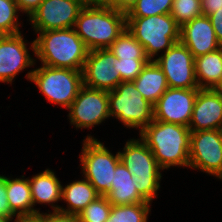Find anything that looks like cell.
<instances>
[{"label":"cell","mask_w":222,"mask_h":222,"mask_svg":"<svg viewBox=\"0 0 222 222\" xmlns=\"http://www.w3.org/2000/svg\"><path fill=\"white\" fill-rule=\"evenodd\" d=\"M109 49L118 59H149L146 56L144 47L127 28L110 45Z\"/></svg>","instance_id":"cell-24"},{"label":"cell","mask_w":222,"mask_h":222,"mask_svg":"<svg viewBox=\"0 0 222 222\" xmlns=\"http://www.w3.org/2000/svg\"><path fill=\"white\" fill-rule=\"evenodd\" d=\"M74 29L89 51L106 49L126 29V14L103 5H86Z\"/></svg>","instance_id":"cell-3"},{"label":"cell","mask_w":222,"mask_h":222,"mask_svg":"<svg viewBox=\"0 0 222 222\" xmlns=\"http://www.w3.org/2000/svg\"><path fill=\"white\" fill-rule=\"evenodd\" d=\"M83 177L87 179L100 196H106L114 178L119 152L115 155L96 138L88 135L83 139L82 152L79 155Z\"/></svg>","instance_id":"cell-8"},{"label":"cell","mask_w":222,"mask_h":222,"mask_svg":"<svg viewBox=\"0 0 222 222\" xmlns=\"http://www.w3.org/2000/svg\"><path fill=\"white\" fill-rule=\"evenodd\" d=\"M106 196L112 205L150 203L138 193L137 182L121 161L116 166L111 189Z\"/></svg>","instance_id":"cell-18"},{"label":"cell","mask_w":222,"mask_h":222,"mask_svg":"<svg viewBox=\"0 0 222 222\" xmlns=\"http://www.w3.org/2000/svg\"><path fill=\"white\" fill-rule=\"evenodd\" d=\"M83 5H99L101 0H79Z\"/></svg>","instance_id":"cell-38"},{"label":"cell","mask_w":222,"mask_h":222,"mask_svg":"<svg viewBox=\"0 0 222 222\" xmlns=\"http://www.w3.org/2000/svg\"><path fill=\"white\" fill-rule=\"evenodd\" d=\"M26 79L33 82L47 101L68 109L83 86L80 70L41 65L30 70Z\"/></svg>","instance_id":"cell-6"},{"label":"cell","mask_w":222,"mask_h":222,"mask_svg":"<svg viewBox=\"0 0 222 222\" xmlns=\"http://www.w3.org/2000/svg\"><path fill=\"white\" fill-rule=\"evenodd\" d=\"M180 42L196 58L221 48L208 16L201 15L180 27Z\"/></svg>","instance_id":"cell-16"},{"label":"cell","mask_w":222,"mask_h":222,"mask_svg":"<svg viewBox=\"0 0 222 222\" xmlns=\"http://www.w3.org/2000/svg\"><path fill=\"white\" fill-rule=\"evenodd\" d=\"M116 56L109 48L89 51L82 70L83 85L100 90H114L121 83L114 61Z\"/></svg>","instance_id":"cell-14"},{"label":"cell","mask_w":222,"mask_h":222,"mask_svg":"<svg viewBox=\"0 0 222 222\" xmlns=\"http://www.w3.org/2000/svg\"><path fill=\"white\" fill-rule=\"evenodd\" d=\"M213 90L222 96V77L220 81L216 84V86L213 88Z\"/></svg>","instance_id":"cell-39"},{"label":"cell","mask_w":222,"mask_h":222,"mask_svg":"<svg viewBox=\"0 0 222 222\" xmlns=\"http://www.w3.org/2000/svg\"><path fill=\"white\" fill-rule=\"evenodd\" d=\"M149 59H116L114 66L121 75V82L133 81L141 73L143 67L149 62Z\"/></svg>","instance_id":"cell-30"},{"label":"cell","mask_w":222,"mask_h":222,"mask_svg":"<svg viewBox=\"0 0 222 222\" xmlns=\"http://www.w3.org/2000/svg\"><path fill=\"white\" fill-rule=\"evenodd\" d=\"M38 37L30 44L33 56L42 65L55 68L83 70L89 53L88 48L74 28L37 32Z\"/></svg>","instance_id":"cell-1"},{"label":"cell","mask_w":222,"mask_h":222,"mask_svg":"<svg viewBox=\"0 0 222 222\" xmlns=\"http://www.w3.org/2000/svg\"><path fill=\"white\" fill-rule=\"evenodd\" d=\"M44 222H79L77 215L59 211L44 213Z\"/></svg>","instance_id":"cell-33"},{"label":"cell","mask_w":222,"mask_h":222,"mask_svg":"<svg viewBox=\"0 0 222 222\" xmlns=\"http://www.w3.org/2000/svg\"><path fill=\"white\" fill-rule=\"evenodd\" d=\"M20 12L27 14L28 18L40 6L43 0H15Z\"/></svg>","instance_id":"cell-34"},{"label":"cell","mask_w":222,"mask_h":222,"mask_svg":"<svg viewBox=\"0 0 222 222\" xmlns=\"http://www.w3.org/2000/svg\"><path fill=\"white\" fill-rule=\"evenodd\" d=\"M173 0H138L126 17H150L152 15L170 14Z\"/></svg>","instance_id":"cell-27"},{"label":"cell","mask_w":222,"mask_h":222,"mask_svg":"<svg viewBox=\"0 0 222 222\" xmlns=\"http://www.w3.org/2000/svg\"><path fill=\"white\" fill-rule=\"evenodd\" d=\"M222 8V0H201L202 15L210 16Z\"/></svg>","instance_id":"cell-36"},{"label":"cell","mask_w":222,"mask_h":222,"mask_svg":"<svg viewBox=\"0 0 222 222\" xmlns=\"http://www.w3.org/2000/svg\"><path fill=\"white\" fill-rule=\"evenodd\" d=\"M119 152L120 161L132 173L137 182L138 193L147 201L158 196L162 179V169L159 167L152 151L140 139L127 140L122 151Z\"/></svg>","instance_id":"cell-5"},{"label":"cell","mask_w":222,"mask_h":222,"mask_svg":"<svg viewBox=\"0 0 222 222\" xmlns=\"http://www.w3.org/2000/svg\"><path fill=\"white\" fill-rule=\"evenodd\" d=\"M14 222H44V213H39L34 216H23L14 219Z\"/></svg>","instance_id":"cell-37"},{"label":"cell","mask_w":222,"mask_h":222,"mask_svg":"<svg viewBox=\"0 0 222 222\" xmlns=\"http://www.w3.org/2000/svg\"><path fill=\"white\" fill-rule=\"evenodd\" d=\"M138 0H101L100 5L127 14Z\"/></svg>","instance_id":"cell-31"},{"label":"cell","mask_w":222,"mask_h":222,"mask_svg":"<svg viewBox=\"0 0 222 222\" xmlns=\"http://www.w3.org/2000/svg\"><path fill=\"white\" fill-rule=\"evenodd\" d=\"M170 14L181 27L184 23L202 15L201 0H173Z\"/></svg>","instance_id":"cell-29"},{"label":"cell","mask_w":222,"mask_h":222,"mask_svg":"<svg viewBox=\"0 0 222 222\" xmlns=\"http://www.w3.org/2000/svg\"><path fill=\"white\" fill-rule=\"evenodd\" d=\"M126 28L144 47L149 60L180 42V26L171 14L126 17Z\"/></svg>","instance_id":"cell-4"},{"label":"cell","mask_w":222,"mask_h":222,"mask_svg":"<svg viewBox=\"0 0 222 222\" xmlns=\"http://www.w3.org/2000/svg\"><path fill=\"white\" fill-rule=\"evenodd\" d=\"M0 215L17 218L10 210L6 195V176L0 175Z\"/></svg>","instance_id":"cell-32"},{"label":"cell","mask_w":222,"mask_h":222,"mask_svg":"<svg viewBox=\"0 0 222 222\" xmlns=\"http://www.w3.org/2000/svg\"><path fill=\"white\" fill-rule=\"evenodd\" d=\"M112 204L107 196H99L89 203L79 214V222H106L109 218Z\"/></svg>","instance_id":"cell-28"},{"label":"cell","mask_w":222,"mask_h":222,"mask_svg":"<svg viewBox=\"0 0 222 222\" xmlns=\"http://www.w3.org/2000/svg\"><path fill=\"white\" fill-rule=\"evenodd\" d=\"M29 183L33 206L48 204L51 205L53 211H59L60 205L56 203L61 200L62 184L53 170L45 169V171L33 175L29 179Z\"/></svg>","instance_id":"cell-19"},{"label":"cell","mask_w":222,"mask_h":222,"mask_svg":"<svg viewBox=\"0 0 222 222\" xmlns=\"http://www.w3.org/2000/svg\"><path fill=\"white\" fill-rule=\"evenodd\" d=\"M188 127L190 132L222 129V96L213 89H200Z\"/></svg>","instance_id":"cell-17"},{"label":"cell","mask_w":222,"mask_h":222,"mask_svg":"<svg viewBox=\"0 0 222 222\" xmlns=\"http://www.w3.org/2000/svg\"><path fill=\"white\" fill-rule=\"evenodd\" d=\"M14 218L10 216L0 215V222H13Z\"/></svg>","instance_id":"cell-40"},{"label":"cell","mask_w":222,"mask_h":222,"mask_svg":"<svg viewBox=\"0 0 222 222\" xmlns=\"http://www.w3.org/2000/svg\"><path fill=\"white\" fill-rule=\"evenodd\" d=\"M139 134L162 170L189 167V127L153 119Z\"/></svg>","instance_id":"cell-2"},{"label":"cell","mask_w":222,"mask_h":222,"mask_svg":"<svg viewBox=\"0 0 222 222\" xmlns=\"http://www.w3.org/2000/svg\"><path fill=\"white\" fill-rule=\"evenodd\" d=\"M133 82L144 99L152 105H154L169 88L164 72L154 60H150L143 67L141 73Z\"/></svg>","instance_id":"cell-21"},{"label":"cell","mask_w":222,"mask_h":222,"mask_svg":"<svg viewBox=\"0 0 222 222\" xmlns=\"http://www.w3.org/2000/svg\"><path fill=\"white\" fill-rule=\"evenodd\" d=\"M21 177H6V195L10 210L16 217L37 215L40 211L33 206L29 177Z\"/></svg>","instance_id":"cell-20"},{"label":"cell","mask_w":222,"mask_h":222,"mask_svg":"<svg viewBox=\"0 0 222 222\" xmlns=\"http://www.w3.org/2000/svg\"><path fill=\"white\" fill-rule=\"evenodd\" d=\"M18 12L20 10L15 0H0V35L21 33Z\"/></svg>","instance_id":"cell-26"},{"label":"cell","mask_w":222,"mask_h":222,"mask_svg":"<svg viewBox=\"0 0 222 222\" xmlns=\"http://www.w3.org/2000/svg\"><path fill=\"white\" fill-rule=\"evenodd\" d=\"M109 116L118 119L126 128L139 133L153 121V105L136 88L133 81H123L108 91Z\"/></svg>","instance_id":"cell-7"},{"label":"cell","mask_w":222,"mask_h":222,"mask_svg":"<svg viewBox=\"0 0 222 222\" xmlns=\"http://www.w3.org/2000/svg\"><path fill=\"white\" fill-rule=\"evenodd\" d=\"M99 196L87 179L75 180L62 186L61 201L66 202L67 208L60 206L59 212L77 215Z\"/></svg>","instance_id":"cell-22"},{"label":"cell","mask_w":222,"mask_h":222,"mask_svg":"<svg viewBox=\"0 0 222 222\" xmlns=\"http://www.w3.org/2000/svg\"><path fill=\"white\" fill-rule=\"evenodd\" d=\"M69 122L75 128H93L109 119L108 91L83 85L68 108Z\"/></svg>","instance_id":"cell-10"},{"label":"cell","mask_w":222,"mask_h":222,"mask_svg":"<svg viewBox=\"0 0 222 222\" xmlns=\"http://www.w3.org/2000/svg\"><path fill=\"white\" fill-rule=\"evenodd\" d=\"M151 203L112 205L106 222H147Z\"/></svg>","instance_id":"cell-25"},{"label":"cell","mask_w":222,"mask_h":222,"mask_svg":"<svg viewBox=\"0 0 222 222\" xmlns=\"http://www.w3.org/2000/svg\"><path fill=\"white\" fill-rule=\"evenodd\" d=\"M26 41L21 33L0 35V82L12 84L18 73L35 66Z\"/></svg>","instance_id":"cell-15"},{"label":"cell","mask_w":222,"mask_h":222,"mask_svg":"<svg viewBox=\"0 0 222 222\" xmlns=\"http://www.w3.org/2000/svg\"><path fill=\"white\" fill-rule=\"evenodd\" d=\"M218 42L222 46V8L209 16Z\"/></svg>","instance_id":"cell-35"},{"label":"cell","mask_w":222,"mask_h":222,"mask_svg":"<svg viewBox=\"0 0 222 222\" xmlns=\"http://www.w3.org/2000/svg\"><path fill=\"white\" fill-rule=\"evenodd\" d=\"M199 90L168 88L153 105V119L188 127Z\"/></svg>","instance_id":"cell-13"},{"label":"cell","mask_w":222,"mask_h":222,"mask_svg":"<svg viewBox=\"0 0 222 222\" xmlns=\"http://www.w3.org/2000/svg\"><path fill=\"white\" fill-rule=\"evenodd\" d=\"M189 168L222 180V129L191 132Z\"/></svg>","instance_id":"cell-9"},{"label":"cell","mask_w":222,"mask_h":222,"mask_svg":"<svg viewBox=\"0 0 222 222\" xmlns=\"http://www.w3.org/2000/svg\"><path fill=\"white\" fill-rule=\"evenodd\" d=\"M154 61L164 72L169 88L199 89L193 54L181 42L175 43Z\"/></svg>","instance_id":"cell-11"},{"label":"cell","mask_w":222,"mask_h":222,"mask_svg":"<svg viewBox=\"0 0 222 222\" xmlns=\"http://www.w3.org/2000/svg\"><path fill=\"white\" fill-rule=\"evenodd\" d=\"M199 89H213L222 77V47L194 58Z\"/></svg>","instance_id":"cell-23"},{"label":"cell","mask_w":222,"mask_h":222,"mask_svg":"<svg viewBox=\"0 0 222 222\" xmlns=\"http://www.w3.org/2000/svg\"><path fill=\"white\" fill-rule=\"evenodd\" d=\"M84 6L79 0H43L27 20L35 33L74 28Z\"/></svg>","instance_id":"cell-12"}]
</instances>
